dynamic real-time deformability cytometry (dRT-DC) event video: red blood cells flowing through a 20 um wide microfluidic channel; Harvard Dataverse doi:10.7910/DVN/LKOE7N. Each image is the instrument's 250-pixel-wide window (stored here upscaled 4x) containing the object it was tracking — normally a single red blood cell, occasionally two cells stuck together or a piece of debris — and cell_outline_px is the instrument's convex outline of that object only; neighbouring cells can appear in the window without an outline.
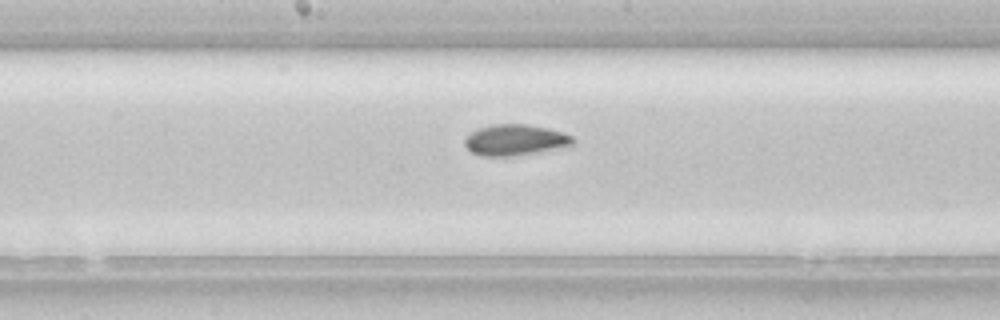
{"species": "common noctule bat (a hibernating species)", "species_latin": "Nyctalus noctula", "temperature_condition": "room temperature", "stored_images_in_passage": 36, "camera_frame_rate_fps": 3000, "um_per_image_px": 0.085, "animal": {"sex": "female", "body_mass_g": 22.7, "forearm_length_mm": 54.2}, "frame": {"image": 1, "passage_image": 14, "time_ms": 4.333, "image_size_px": [1000, 320], "cell_outline_px": [[576, 140], [568, 148], [512, 156], [480, 156], [472, 152], [464, 144], [464, 140], [476, 128], [492, 124], [524, 124], [548, 128], [564, 132], [572, 136]], "centroid_in_image_um": [43.84, 11.9], "position_along_channel_um": 204.4, "area_um2": 19.88}}
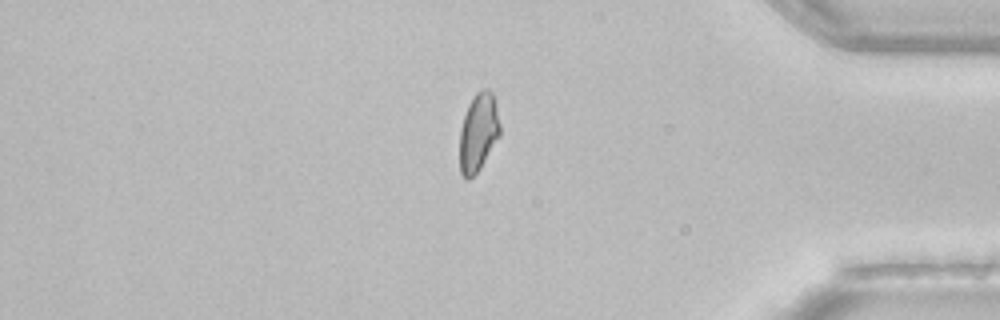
{"frame": {"image": 2, "passage_image": 30, "time_ms": 9.667, "image_size_px": [1000, 320], "cell_outline_px": [[500, 136], [480, 168], [468, 180], [464, 180], [460, 172], [460, 128], [468, 104], [472, 96], [480, 88], [488, 88], [492, 92], [500, 124]], "centroid_in_image_um": [40.65, 11.23], "position_along_channel_um": 394.6, "area_um2": 18.5}}